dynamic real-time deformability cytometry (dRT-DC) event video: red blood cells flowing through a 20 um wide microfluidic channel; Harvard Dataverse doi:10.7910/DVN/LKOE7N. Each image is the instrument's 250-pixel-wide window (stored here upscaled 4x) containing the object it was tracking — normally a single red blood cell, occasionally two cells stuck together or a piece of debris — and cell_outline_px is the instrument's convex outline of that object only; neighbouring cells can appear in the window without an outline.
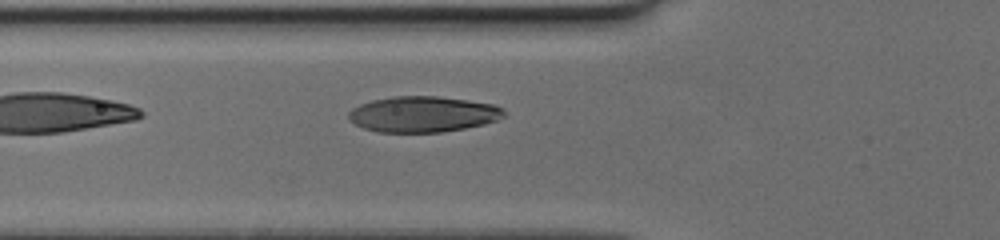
{"species": "human", "species_latin": "Homo sapiens", "temperature_condition": "cold", "stored_images_in_passage": 33, "camera_frame_rate_fps": 3000, "um_per_image_px": 0.085, "donor": {"sex": "female"}, "frame": {"image": 1, "passage_image": 4, "time_ms": 1.0, "image_size_px": [1000, 240], "cell_outline_px": [[504, 116], [496, 120], [484, 124], [464, 128], [440, 132], [376, 132], [364, 128], [356, 124], [348, 116], [348, 112], [352, 108], [360, 104], [372, 100], [392, 96], [436, 96], [468, 100], [492, 104], [504, 108]], "centroid_in_image_um": [35.94, 9.7], "position_along_channel_um": 89.9, "area_um2": 32.31}}
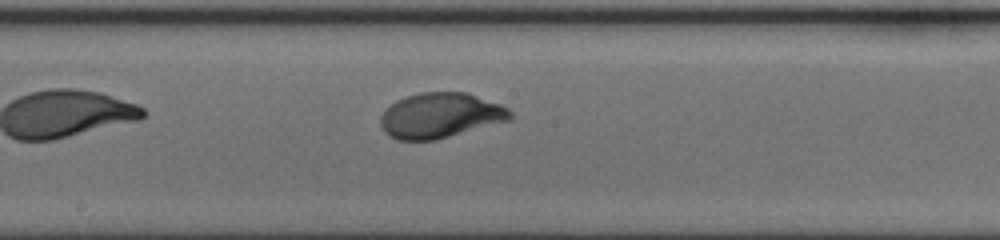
{"frame": {"image": 2, "passage_image": 13, "time_ms": 4.0, "image_size_px": [1000, 240], "cell_outline_px": [[512, 120], [436, 140], [396, 140], [384, 132], [380, 124], [380, 116], [396, 100], [404, 96], [420, 92], [468, 92], [500, 104], [508, 108], [512, 112]], "centroid_in_image_um": [37.45, 9.81], "position_along_channel_um": 210.8, "area_um2": 34.45}}
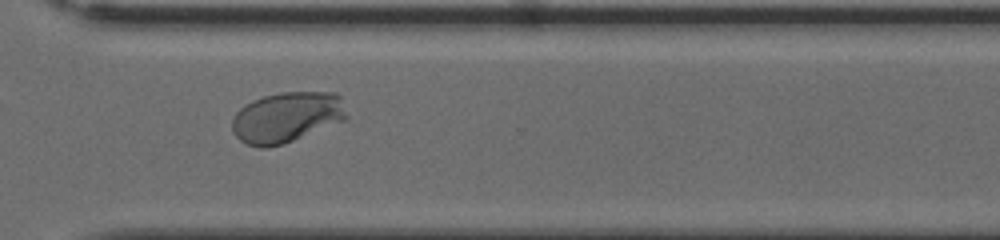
{"frame": {"image": 3, "passage_image": 23, "time_ms": 7.333, "image_size_px": [1000, 240], "cell_outline_px": [[348, 120], [284, 144], [268, 148], [260, 148], [248, 144], [240, 140], [236, 136], [232, 128], [232, 120], [236, 112], [240, 108], [252, 100], [264, 96], [280, 92], [336, 92], [340, 96], [348, 116]], "centroid_in_image_um": [24.41, 9.97], "position_along_channel_um": 346.2, "area_um2": 34.16}}